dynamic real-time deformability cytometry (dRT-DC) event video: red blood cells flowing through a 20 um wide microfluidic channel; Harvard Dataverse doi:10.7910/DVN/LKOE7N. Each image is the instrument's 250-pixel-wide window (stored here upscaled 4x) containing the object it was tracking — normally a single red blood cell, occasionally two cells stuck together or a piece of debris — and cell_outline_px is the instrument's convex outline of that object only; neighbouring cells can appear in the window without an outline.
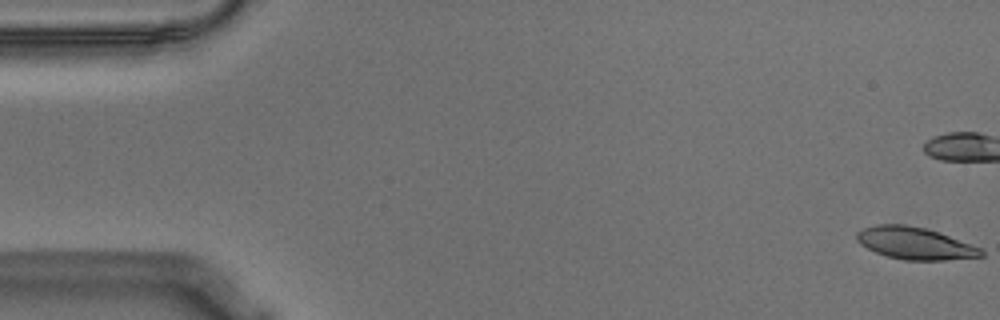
{"species": "Egyptian fruit bat (a non-hibernating species)", "species_latin": "Rousettus aegyptiacus", "temperature_condition": "warm", "stored_images_in_passage": 57, "camera_frame_rate_fps": 3000, "um_per_image_px": 0.085, "animal": {"sex": "male"}, "frame": {"image": 1, "passage_image": 1, "time_ms": 0.0, "image_size_px": [1000, 320], "cell_outline_px": [[984, 256], [944, 260], [904, 260], [888, 256], [876, 252], [860, 244], [856, 240], [856, 232], [864, 228], [876, 224], [904, 224], [924, 228], [948, 236], [980, 248], [984, 252]], "centroid_in_image_um": [77.72, 20.68], "position_along_channel_um": 7.3, "area_um2": 22.95}, "authors_computed_cell_mechanics": {"area_um2": 24.276, "velocity_mm_per_s": 3.5471, "shape_relaxation_time_tau1_ms": 4.5153, "shape_relaxation_time_tau2_ms": 2.1491, "deformation_change_tau1": 0.155, "deformation_change_tau2": 0.0782}}